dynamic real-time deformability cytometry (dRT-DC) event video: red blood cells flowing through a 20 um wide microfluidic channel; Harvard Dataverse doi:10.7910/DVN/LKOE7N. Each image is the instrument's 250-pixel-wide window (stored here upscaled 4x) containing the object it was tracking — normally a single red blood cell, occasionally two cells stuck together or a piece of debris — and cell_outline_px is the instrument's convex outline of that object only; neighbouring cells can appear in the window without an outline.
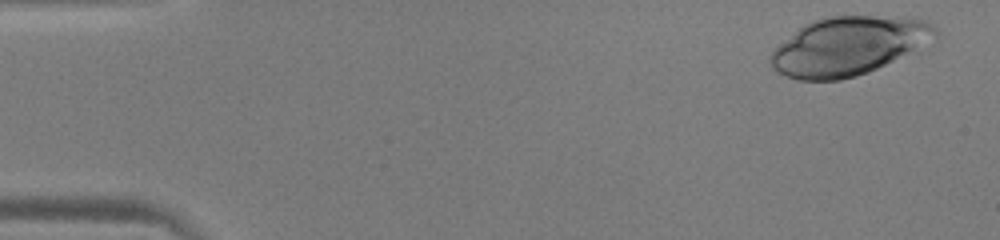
{"species": "human", "species_latin": "Homo sapiens", "temperature_condition": "warm", "stored_images_in_passage": 16, "camera_frame_rate_fps": 3000, "um_per_image_px": 0.085, "donor": {"sex": "male"}, "frame": {"image": 1, "passage_image": 2, "time_ms": 0.333, "image_size_px": [1000, 240], "cell_outline_px": [[940, 32], [936, 40], [868, 72], [856, 76], [840, 80], [796, 80], [772, 68], [768, 56], [780, 44], [804, 24], [812, 20], [828, 16], [904, 16], [924, 20], [936, 28]], "centroid_in_image_um": [72.15, 3.89], "position_along_channel_um": 12.8, "area_um2": 56.12}}
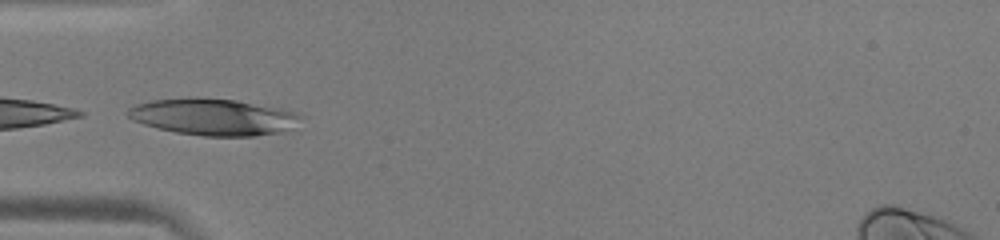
{"frame": {"image": 2, "passage_image": 12, "time_ms": 3.667, "image_size_px": [1000, 240], "cell_outline_px": [[304, 116], [292, 128], [280, 132], [256, 136], [204, 136], [176, 132], [156, 128], [132, 120], [128, 116], [128, 108], [136, 104], [152, 100], [188, 96], [196, 96], [236, 100], [280, 108], [296, 112]], "centroid_in_image_um": [18.13, 9.92], "position_along_channel_um": 66.9, "area_um2": 37.34}}